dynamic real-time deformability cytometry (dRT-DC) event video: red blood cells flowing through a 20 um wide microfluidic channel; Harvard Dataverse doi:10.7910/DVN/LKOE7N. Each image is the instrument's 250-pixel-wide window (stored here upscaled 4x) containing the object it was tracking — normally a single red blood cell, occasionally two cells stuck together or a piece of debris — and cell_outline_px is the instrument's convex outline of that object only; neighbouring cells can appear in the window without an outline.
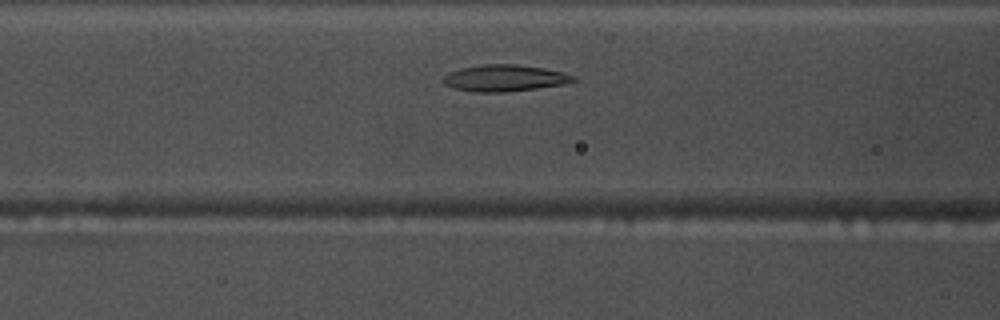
{"species": "common noctule bat (a hibernating species)", "species_latin": "Nyctalus noctula", "temperature_condition": "warm", "stored_images_in_passage": 32, "camera_frame_rate_fps": 3000, "um_per_image_px": 0.085, "animal": {"sex": "male", "body_mass_g": 17.5, "forearm_length_mm": 52.3}, "frame": {"image": 1, "passage_image": 10, "time_ms": 3.0, "image_size_px": [1000, 320], "cell_outline_px": [[580, 80], [564, 84], [536, 88], [504, 92], [480, 92], [456, 88], [444, 84], [440, 80], [444, 76], [460, 68], [484, 64], [516, 64], [544, 68], [564, 72], [576, 76]], "centroid_in_image_um": [42.95, 6.63], "position_along_channel_um": 123.6, "area_um2": 20.11}}
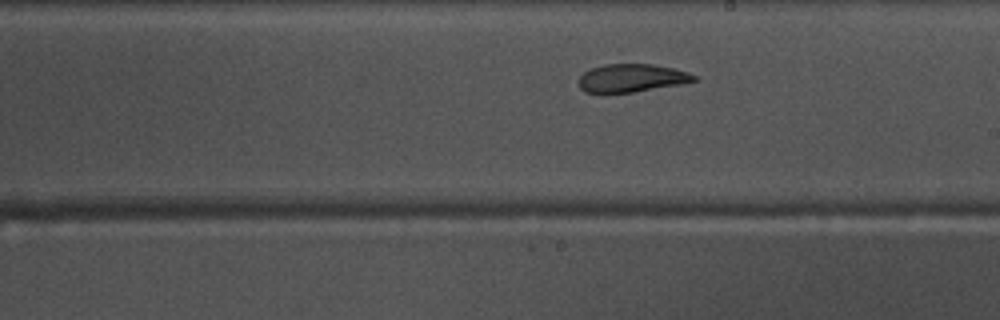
{"frame": {"image": 2, "passage_image": 19, "time_ms": 6.0, "image_size_px": [1000, 320], "cell_outline_px": [[700, 80], [680, 84], [636, 92], [584, 92], [580, 88], [580, 76], [584, 72], [592, 68], [604, 64], [652, 64], [672, 68], [688, 72], [696, 76]], "centroid_in_image_um": [53.72, 6.63], "position_along_channel_um": 235.3, "area_um2": 18.73}}
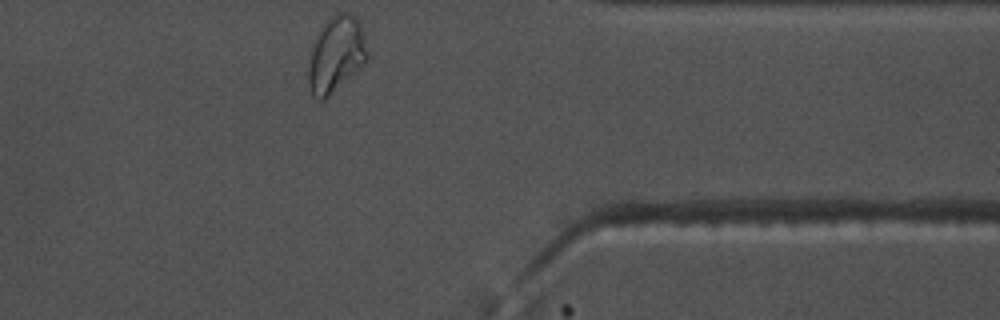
{"frame": {"image": 3, "passage_image": 32, "time_ms": 10.333, "image_size_px": [1000, 320], "cell_outline_px": [[368, 56], [364, 64], [360, 68], [324, 100], [320, 100], [312, 96], [308, 88], [308, 56], [312, 44], [320, 28], [336, 12], [348, 12], [360, 24], [364, 36]], "centroid_in_image_um": [28.52, 4.64], "position_along_channel_um": 382.9, "area_um2": 26.07}, "authors_computed_cell_mechanics": {"area_um2": 19.9121, "velocity_mm_per_s": 3.7443, "shape_relaxation_time_tau1_ms": null, "shape_relaxation_time_tau2_ms": 2.1759, "deformation_change_tau1": null, "deformation_change_tau2": 0.0704}}